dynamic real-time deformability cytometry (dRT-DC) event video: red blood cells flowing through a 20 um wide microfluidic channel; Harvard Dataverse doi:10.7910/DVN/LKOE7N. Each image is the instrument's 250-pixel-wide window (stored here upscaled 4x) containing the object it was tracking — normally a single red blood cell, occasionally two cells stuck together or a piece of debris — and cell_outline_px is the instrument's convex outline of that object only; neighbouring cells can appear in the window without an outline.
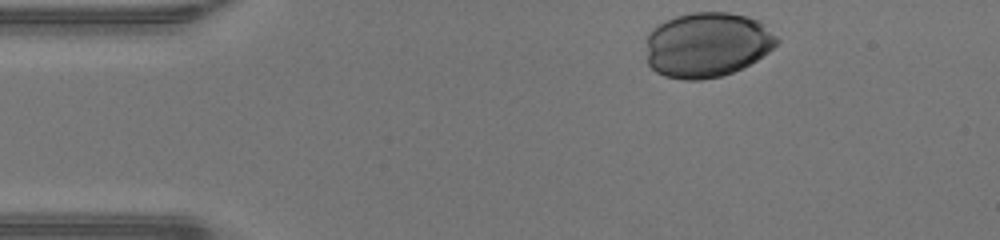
{"species": "human", "species_latin": "Homo sapiens", "temperature_condition": "warm", "stored_images_in_passage": 33, "camera_frame_rate_fps": 3000, "um_per_image_px": 0.085, "donor": {"sex": "male"}, "frame": {"image": 1, "passage_image": 1, "time_ms": 0.0, "image_size_px": [1000, 240], "cell_outline_px": [[780, 40], [768, 52], [756, 60], [732, 72], [720, 76], [700, 80], [684, 80], [664, 76], [656, 72], [648, 64], [648, 32], [652, 28], [664, 20], [676, 16], [692, 12], [728, 12], [748, 16], [760, 20]], "centroid_in_image_um": [60.1, 3.79], "position_along_channel_um": 24.9, "area_um2": 49.53}}
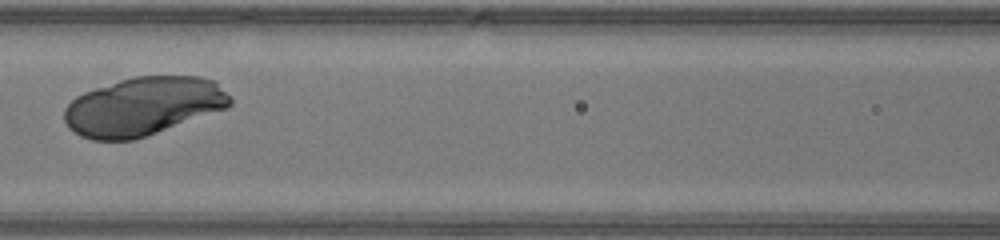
{"frame": {"image": 2, "passage_image": 15, "time_ms": 4.667, "image_size_px": [1000, 240], "cell_outline_px": [[232, 104], [228, 108], [132, 140], [92, 140], [80, 136], [68, 128], [64, 120], [64, 108], [76, 96], [84, 92], [132, 76], [200, 76], [216, 80], [232, 96]], "centroid_in_image_um": [12.2, 9.02], "position_along_channel_um": 154.4, "area_um2": 56.59}}
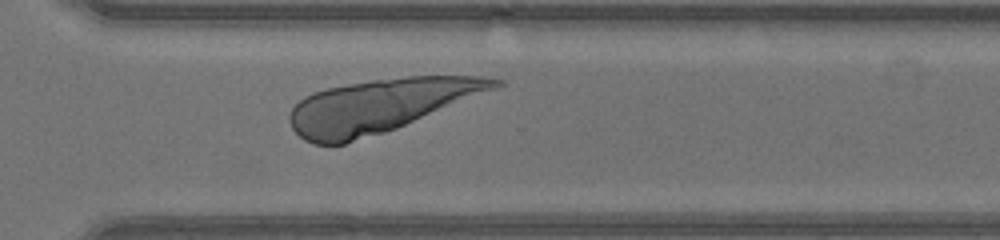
{"frame": {"image": 3, "passage_image": 28, "time_ms": 9.0, "image_size_px": [1000, 240], "cell_outline_px": [[504, 84], [496, 88], [396, 128], [384, 132], [344, 144], [312, 144], [304, 140], [292, 128], [288, 120], [288, 116], [292, 108], [304, 96], [312, 92], [328, 88], [348, 84], [372, 80], [404, 76], [484, 76], [504, 80]], "centroid_in_image_um": [32.27, 8.97], "position_along_channel_um": 338.3, "area_um2": 63.06}}